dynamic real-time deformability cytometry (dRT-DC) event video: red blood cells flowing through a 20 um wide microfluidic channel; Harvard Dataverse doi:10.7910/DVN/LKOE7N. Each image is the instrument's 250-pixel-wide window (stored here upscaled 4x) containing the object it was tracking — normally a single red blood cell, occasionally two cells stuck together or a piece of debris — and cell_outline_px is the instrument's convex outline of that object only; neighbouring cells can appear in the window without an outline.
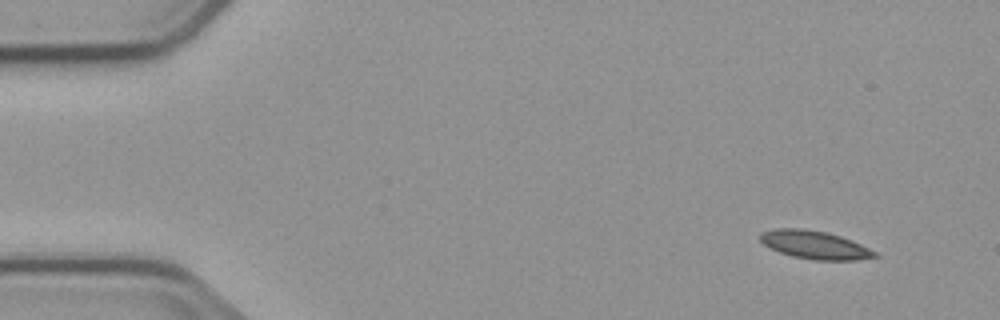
{"species": "common noctule bat (a hibernating species)", "species_latin": "Nyctalus noctula", "temperature_condition": "cold", "stored_images_in_passage": 4, "camera_frame_rate_fps": 3000, "um_per_image_px": 0.085, "animal": {"sex": "male", "body_mass_g": 23.1, "forearm_length_mm": 52.7}, "frame": {"image": 1, "passage_image": 1, "time_ms": 0.0, "image_size_px": [1000, 320], "cell_outline_px": [[880, 256], [856, 260], [816, 260], [792, 256], [780, 252], [764, 244], [760, 240], [760, 232], [776, 228], [804, 228], [828, 232], [852, 240], [876, 252]], "centroid_in_image_um": [69.26, 20.8], "position_along_channel_um": 15.7, "area_um2": 18.79}}